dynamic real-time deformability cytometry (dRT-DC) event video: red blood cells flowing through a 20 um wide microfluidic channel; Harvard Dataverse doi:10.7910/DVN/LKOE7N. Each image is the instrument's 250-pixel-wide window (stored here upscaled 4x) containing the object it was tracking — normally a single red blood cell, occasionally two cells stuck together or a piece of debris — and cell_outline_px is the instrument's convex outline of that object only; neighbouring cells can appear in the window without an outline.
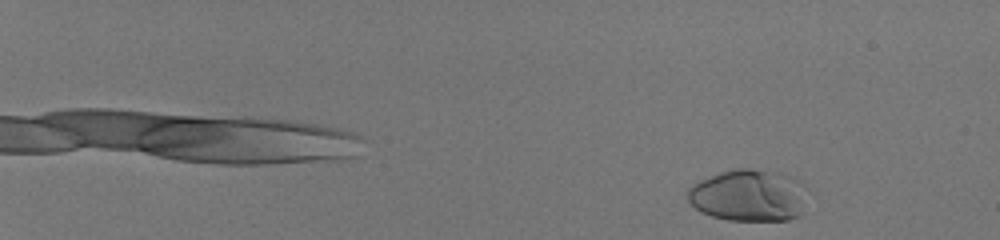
{"species": "human", "species_latin": "Homo sapiens", "temperature_condition": "room temperature", "stored_images_in_passage": 51, "camera_frame_rate_fps": 3000, "um_per_image_px": 0.085, "donor": {"sex": "male"}, "frame": {"image": 1, "passage_image": 2, "time_ms": 0.333, "image_size_px": [1000, 240], "cell_outline_px": [[804, 184], [800, 216], [788, 220], [728, 220], [712, 216], [696, 208], [688, 200], [688, 188], [692, 184], [700, 180], [720, 172], [736, 168], [748, 168], [780, 172], [792, 176]], "centroid_in_image_um": [63.62, 16.59], "position_along_channel_um": 21.4, "area_um2": 36.01}}
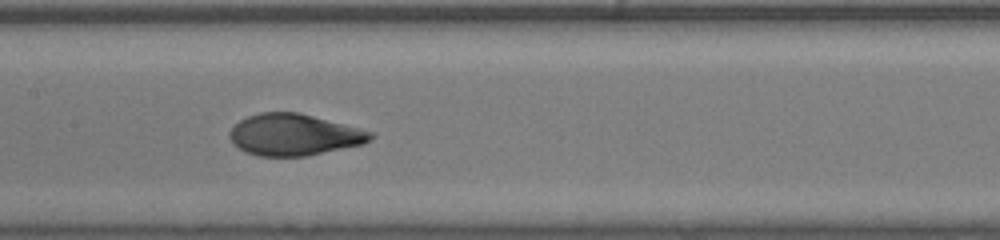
{"frame": {"image": 2, "passage_image": 29, "time_ms": 9.333, "image_size_px": [1000, 240], "cell_outline_px": [[376, 136], [364, 144], [308, 156], [260, 156], [244, 152], [232, 144], [228, 136], [228, 132], [240, 120], [248, 116], [260, 112], [300, 112], [376, 132]], "centroid_in_image_um": [25.02, 11.45], "position_along_channel_um": 182.4, "area_um2": 34.62}}
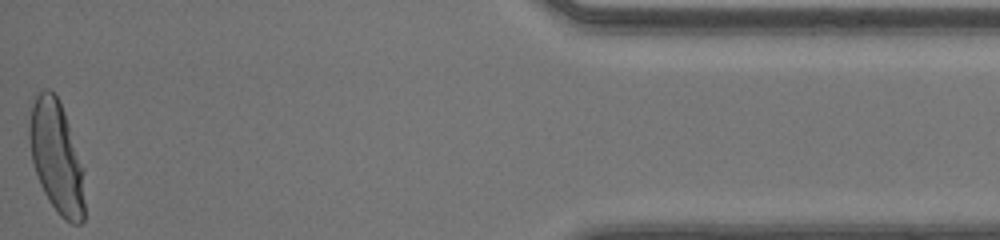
{"frame": {"image": 3, "passage_image": 51, "time_ms": 16.667, "image_size_px": [1000, 240], "cell_outline_px": [[84, 220], [80, 224], [72, 224], [64, 220], [60, 216], [48, 200], [40, 184], [32, 160], [28, 136], [28, 120], [32, 104], [36, 96], [44, 88], [48, 88], [60, 100], [84, 168]], "centroid_in_image_um": [4.81, 13.36], "position_along_channel_um": 430.4, "area_um2": 36.47}, "authors_computed_cell_mechanics": {"area_um2": 34.6222, "velocity_mm_per_s": 4.1141, "shape_relaxation_time_tau1_ms": 6.5219, "shape_relaxation_time_tau2_ms": null, "deformation_change_tau1": 0.2695, "deformation_change_tau2": null}}